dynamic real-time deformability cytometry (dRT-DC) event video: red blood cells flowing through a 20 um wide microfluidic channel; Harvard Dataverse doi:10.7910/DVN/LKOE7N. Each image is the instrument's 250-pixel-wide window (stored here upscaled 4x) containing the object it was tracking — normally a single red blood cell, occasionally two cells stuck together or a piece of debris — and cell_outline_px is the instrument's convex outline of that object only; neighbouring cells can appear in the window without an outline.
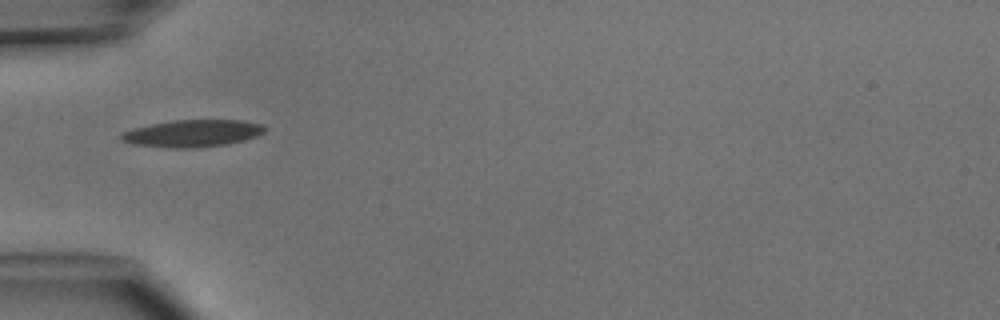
{"species": "common noctule bat (a hibernating species)", "species_latin": "Nyctalus noctula", "temperature_condition": "cold", "stored_images_in_passage": 6, "camera_frame_rate_fps": 3000, "um_per_image_px": 0.085, "animal": {"sex": "male", "body_mass_g": 15.6}, "frame": {"image": 1, "passage_image": 5, "time_ms": 4.667, "image_size_px": [1000, 320], "cell_outline_px": [[268, 128], [264, 132], [256, 136], [244, 140], [228, 144], [200, 148], [164, 148], [132, 144], [120, 140], [120, 132], [132, 128], [172, 120], [244, 120], [264, 124]], "centroid_in_image_um": [16.36, 11.34], "position_along_channel_um": 68.6, "area_um2": 23.18}}